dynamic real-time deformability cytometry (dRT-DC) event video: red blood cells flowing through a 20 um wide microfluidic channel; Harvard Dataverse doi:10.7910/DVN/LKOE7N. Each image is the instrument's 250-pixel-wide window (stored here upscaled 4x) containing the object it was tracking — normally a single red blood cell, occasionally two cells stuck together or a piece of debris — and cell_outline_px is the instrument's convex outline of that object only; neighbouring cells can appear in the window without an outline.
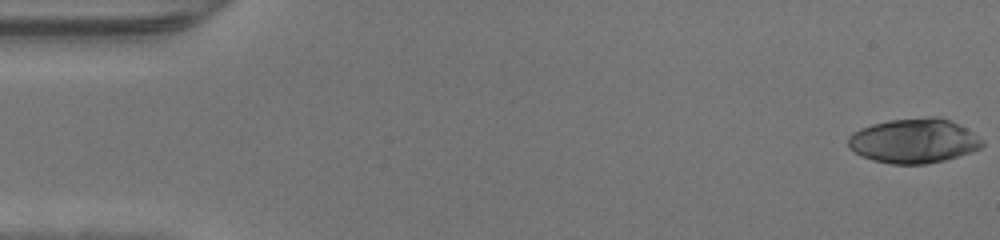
{"species": "human", "species_latin": "Homo sapiens", "temperature_condition": "warm", "stored_images_in_passage": 47, "camera_frame_rate_fps": 3000, "um_per_image_px": 0.085, "donor": {"sex": "male"}, "frame": {"image": 1, "passage_image": 1, "time_ms": 0.0, "image_size_px": [1000, 240], "cell_outline_px": [[984, 144], [980, 148], [972, 152], [944, 160], [928, 164], [892, 164], [872, 160], [860, 156], [848, 148], [848, 136], [852, 132], [860, 128], [872, 124], [888, 120], [932, 116], [940, 116], [952, 120], [972, 132], [984, 140]], "centroid_in_image_um": [77.67, 11.96], "position_along_channel_um": 7.3, "area_um2": 35.26}}
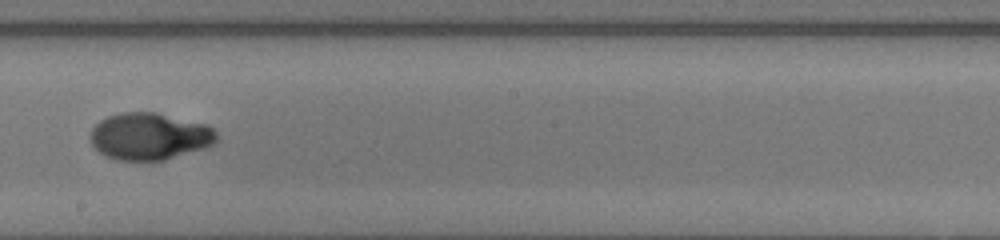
{"frame": {"image": 2, "passage_image": 27, "time_ms": 8.667, "image_size_px": [1000, 240], "cell_outline_px": [[216, 144], [204, 148], [164, 160], [116, 160], [104, 156], [92, 144], [92, 128], [100, 120], [108, 116], [120, 112], [156, 112], [208, 124], [216, 132]], "centroid_in_image_um": [12.73, 11.58], "position_along_channel_um": 235.5, "area_um2": 34.62}}
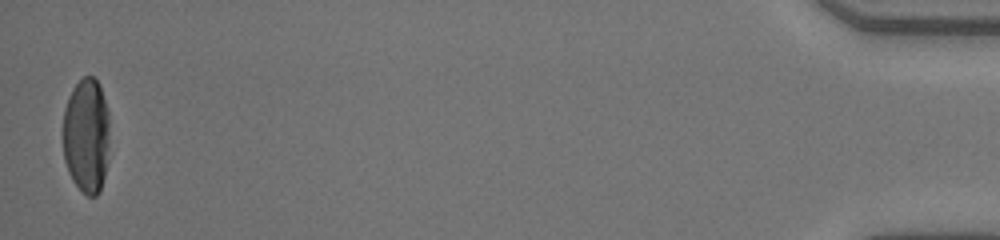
{"frame": {"image": 3, "passage_image": 47, "time_ms": 15.333, "image_size_px": [1000, 240], "cell_outline_px": [[108, 160], [100, 192], [96, 196], [88, 196], [72, 180], [68, 172], [64, 160], [64, 108], [72, 88], [84, 76], [92, 76], [100, 84], [108, 108]], "centroid_in_image_um": [7.35, 11.51], "position_along_channel_um": 427.8, "area_um2": 31.39}}